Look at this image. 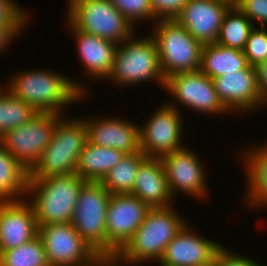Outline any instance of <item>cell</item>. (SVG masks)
Returning a JSON list of instances; mask_svg holds the SVG:
<instances>
[{"mask_svg":"<svg viewBox=\"0 0 267 266\" xmlns=\"http://www.w3.org/2000/svg\"><path fill=\"white\" fill-rule=\"evenodd\" d=\"M201 266H218V264L216 262V258L214 257V259L210 261L208 264L201 265Z\"/></svg>","mask_w":267,"mask_h":266,"instance_id":"f35d334b","label":"cell"},{"mask_svg":"<svg viewBox=\"0 0 267 266\" xmlns=\"http://www.w3.org/2000/svg\"><path fill=\"white\" fill-rule=\"evenodd\" d=\"M67 26L71 28L70 31L74 34L75 44H77V50L82 64H84L82 66H84L86 74L98 80L108 78L113 67L118 44L80 31L69 22Z\"/></svg>","mask_w":267,"mask_h":266,"instance_id":"44dd1931","label":"cell"},{"mask_svg":"<svg viewBox=\"0 0 267 266\" xmlns=\"http://www.w3.org/2000/svg\"><path fill=\"white\" fill-rule=\"evenodd\" d=\"M86 181L76 173L29 179L26 198L38 226L71 223L80 189ZM34 196V197H33Z\"/></svg>","mask_w":267,"mask_h":266,"instance_id":"3957f363","label":"cell"},{"mask_svg":"<svg viewBox=\"0 0 267 266\" xmlns=\"http://www.w3.org/2000/svg\"><path fill=\"white\" fill-rule=\"evenodd\" d=\"M249 67L248 60L241 50L216 42L202 47L200 71L212 79Z\"/></svg>","mask_w":267,"mask_h":266,"instance_id":"cb8c5ba5","label":"cell"},{"mask_svg":"<svg viewBox=\"0 0 267 266\" xmlns=\"http://www.w3.org/2000/svg\"><path fill=\"white\" fill-rule=\"evenodd\" d=\"M16 38L6 27L0 26V51L6 49Z\"/></svg>","mask_w":267,"mask_h":266,"instance_id":"74e56055","label":"cell"},{"mask_svg":"<svg viewBox=\"0 0 267 266\" xmlns=\"http://www.w3.org/2000/svg\"><path fill=\"white\" fill-rule=\"evenodd\" d=\"M229 0H188L175 20L202 45L217 41Z\"/></svg>","mask_w":267,"mask_h":266,"instance_id":"9a60e30c","label":"cell"},{"mask_svg":"<svg viewBox=\"0 0 267 266\" xmlns=\"http://www.w3.org/2000/svg\"><path fill=\"white\" fill-rule=\"evenodd\" d=\"M61 115L56 122L48 146L29 171V179L68 175L76 172L78 158L87 139L84 118L66 119Z\"/></svg>","mask_w":267,"mask_h":266,"instance_id":"277c9868","label":"cell"},{"mask_svg":"<svg viewBox=\"0 0 267 266\" xmlns=\"http://www.w3.org/2000/svg\"><path fill=\"white\" fill-rule=\"evenodd\" d=\"M219 100L229 113L238 111L250 113L253 109L265 106L260 94L255 67L236 73H227L213 79Z\"/></svg>","mask_w":267,"mask_h":266,"instance_id":"2e32d148","label":"cell"},{"mask_svg":"<svg viewBox=\"0 0 267 266\" xmlns=\"http://www.w3.org/2000/svg\"><path fill=\"white\" fill-rule=\"evenodd\" d=\"M38 112L0 86V138L16 127L29 122Z\"/></svg>","mask_w":267,"mask_h":266,"instance_id":"83f0119b","label":"cell"},{"mask_svg":"<svg viewBox=\"0 0 267 266\" xmlns=\"http://www.w3.org/2000/svg\"><path fill=\"white\" fill-rule=\"evenodd\" d=\"M37 236L36 216L26 198L0 203V252L17 248Z\"/></svg>","mask_w":267,"mask_h":266,"instance_id":"e0dca14e","label":"cell"},{"mask_svg":"<svg viewBox=\"0 0 267 266\" xmlns=\"http://www.w3.org/2000/svg\"><path fill=\"white\" fill-rule=\"evenodd\" d=\"M253 23L232 5L225 13L216 43L243 51Z\"/></svg>","mask_w":267,"mask_h":266,"instance_id":"4316f807","label":"cell"},{"mask_svg":"<svg viewBox=\"0 0 267 266\" xmlns=\"http://www.w3.org/2000/svg\"><path fill=\"white\" fill-rule=\"evenodd\" d=\"M171 103L164 102L139 126L140 150L148 158H162L185 147L181 143L184 136L181 111L175 101Z\"/></svg>","mask_w":267,"mask_h":266,"instance_id":"9c48e42d","label":"cell"},{"mask_svg":"<svg viewBox=\"0 0 267 266\" xmlns=\"http://www.w3.org/2000/svg\"><path fill=\"white\" fill-rule=\"evenodd\" d=\"M150 207L136 196L111 194L106 214V255H116L143 223Z\"/></svg>","mask_w":267,"mask_h":266,"instance_id":"7c38bea8","label":"cell"},{"mask_svg":"<svg viewBox=\"0 0 267 266\" xmlns=\"http://www.w3.org/2000/svg\"><path fill=\"white\" fill-rule=\"evenodd\" d=\"M247 146L240 153L243 157L244 168L247 175L246 204L248 207L267 208V143L264 146Z\"/></svg>","mask_w":267,"mask_h":266,"instance_id":"7402d4cb","label":"cell"},{"mask_svg":"<svg viewBox=\"0 0 267 266\" xmlns=\"http://www.w3.org/2000/svg\"><path fill=\"white\" fill-rule=\"evenodd\" d=\"M87 127V139L93 145L113 148L125 154L137 153L140 150L139 123L109 116L97 119L84 118Z\"/></svg>","mask_w":267,"mask_h":266,"instance_id":"d6986e66","label":"cell"},{"mask_svg":"<svg viewBox=\"0 0 267 266\" xmlns=\"http://www.w3.org/2000/svg\"><path fill=\"white\" fill-rule=\"evenodd\" d=\"M173 206L149 209L143 223L116 254L122 265L161 260L167 245L187 224Z\"/></svg>","mask_w":267,"mask_h":266,"instance_id":"7a4b0ae2","label":"cell"},{"mask_svg":"<svg viewBox=\"0 0 267 266\" xmlns=\"http://www.w3.org/2000/svg\"><path fill=\"white\" fill-rule=\"evenodd\" d=\"M147 158L141 151L125 154L101 181L111 194H128L133 191L137 170Z\"/></svg>","mask_w":267,"mask_h":266,"instance_id":"484cf974","label":"cell"},{"mask_svg":"<svg viewBox=\"0 0 267 266\" xmlns=\"http://www.w3.org/2000/svg\"><path fill=\"white\" fill-rule=\"evenodd\" d=\"M124 156L121 150L104 148L87 141L79 155L75 173L85 181L101 182Z\"/></svg>","mask_w":267,"mask_h":266,"instance_id":"603a6c76","label":"cell"},{"mask_svg":"<svg viewBox=\"0 0 267 266\" xmlns=\"http://www.w3.org/2000/svg\"><path fill=\"white\" fill-rule=\"evenodd\" d=\"M257 28L255 26L250 32L243 50L249 66L255 68L264 61H267V27Z\"/></svg>","mask_w":267,"mask_h":266,"instance_id":"4dcf8cb0","label":"cell"},{"mask_svg":"<svg viewBox=\"0 0 267 266\" xmlns=\"http://www.w3.org/2000/svg\"><path fill=\"white\" fill-rule=\"evenodd\" d=\"M14 0H0V26L6 27L15 37L21 35L27 20L26 13Z\"/></svg>","mask_w":267,"mask_h":266,"instance_id":"f546056e","label":"cell"},{"mask_svg":"<svg viewBox=\"0 0 267 266\" xmlns=\"http://www.w3.org/2000/svg\"><path fill=\"white\" fill-rule=\"evenodd\" d=\"M176 98V102L205 114H228L219 100L213 79L200 70L177 73L166 78L165 89ZM178 99V100H177Z\"/></svg>","mask_w":267,"mask_h":266,"instance_id":"4fadbf2b","label":"cell"},{"mask_svg":"<svg viewBox=\"0 0 267 266\" xmlns=\"http://www.w3.org/2000/svg\"><path fill=\"white\" fill-rule=\"evenodd\" d=\"M29 171L0 144V203L26 198Z\"/></svg>","mask_w":267,"mask_h":266,"instance_id":"d4e9b609","label":"cell"},{"mask_svg":"<svg viewBox=\"0 0 267 266\" xmlns=\"http://www.w3.org/2000/svg\"><path fill=\"white\" fill-rule=\"evenodd\" d=\"M155 23L150 35L155 40L165 78L200 70L203 45L175 19H159Z\"/></svg>","mask_w":267,"mask_h":266,"instance_id":"52a82bcc","label":"cell"},{"mask_svg":"<svg viewBox=\"0 0 267 266\" xmlns=\"http://www.w3.org/2000/svg\"><path fill=\"white\" fill-rule=\"evenodd\" d=\"M60 116L56 113H38L26 124L7 131L0 138V144L30 171L50 143Z\"/></svg>","mask_w":267,"mask_h":266,"instance_id":"30bf717a","label":"cell"},{"mask_svg":"<svg viewBox=\"0 0 267 266\" xmlns=\"http://www.w3.org/2000/svg\"><path fill=\"white\" fill-rule=\"evenodd\" d=\"M257 82L264 104L267 106V61L256 67Z\"/></svg>","mask_w":267,"mask_h":266,"instance_id":"d590c367","label":"cell"},{"mask_svg":"<svg viewBox=\"0 0 267 266\" xmlns=\"http://www.w3.org/2000/svg\"><path fill=\"white\" fill-rule=\"evenodd\" d=\"M49 266H84L99 254L75 230L71 223L38 226Z\"/></svg>","mask_w":267,"mask_h":266,"instance_id":"8fae6325","label":"cell"},{"mask_svg":"<svg viewBox=\"0 0 267 266\" xmlns=\"http://www.w3.org/2000/svg\"><path fill=\"white\" fill-rule=\"evenodd\" d=\"M120 266L116 255H98L92 262L84 266Z\"/></svg>","mask_w":267,"mask_h":266,"instance_id":"8d00e7d4","label":"cell"},{"mask_svg":"<svg viewBox=\"0 0 267 266\" xmlns=\"http://www.w3.org/2000/svg\"><path fill=\"white\" fill-rule=\"evenodd\" d=\"M67 4L66 19L80 31L116 44L135 34V28L110 0H68Z\"/></svg>","mask_w":267,"mask_h":266,"instance_id":"8992f818","label":"cell"},{"mask_svg":"<svg viewBox=\"0 0 267 266\" xmlns=\"http://www.w3.org/2000/svg\"><path fill=\"white\" fill-rule=\"evenodd\" d=\"M196 233V234H195ZM222 245L198 235L186 224L167 245L159 266H201L215 257Z\"/></svg>","mask_w":267,"mask_h":266,"instance_id":"ac0fdd59","label":"cell"},{"mask_svg":"<svg viewBox=\"0 0 267 266\" xmlns=\"http://www.w3.org/2000/svg\"><path fill=\"white\" fill-rule=\"evenodd\" d=\"M130 194L142 200L150 208L168 207L174 204L161 158L147 157L140 164Z\"/></svg>","mask_w":267,"mask_h":266,"instance_id":"ffe728a7","label":"cell"},{"mask_svg":"<svg viewBox=\"0 0 267 266\" xmlns=\"http://www.w3.org/2000/svg\"><path fill=\"white\" fill-rule=\"evenodd\" d=\"M107 79L122 87L135 86V83L152 79L165 88L166 78L161 69L155 40L151 35L136 39L134 34L130 39L118 44L113 67Z\"/></svg>","mask_w":267,"mask_h":266,"instance_id":"5b68a950","label":"cell"},{"mask_svg":"<svg viewBox=\"0 0 267 266\" xmlns=\"http://www.w3.org/2000/svg\"><path fill=\"white\" fill-rule=\"evenodd\" d=\"M14 76V77H13ZM5 88L16 98L31 105L38 113L64 115L62 110L70 103L84 99L85 87L73 82L63 73L41 69L14 73ZM86 91V92H85Z\"/></svg>","mask_w":267,"mask_h":266,"instance_id":"6da1fadb","label":"cell"},{"mask_svg":"<svg viewBox=\"0 0 267 266\" xmlns=\"http://www.w3.org/2000/svg\"><path fill=\"white\" fill-rule=\"evenodd\" d=\"M123 16L135 27L138 21H157L150 0H110ZM137 22V23H136Z\"/></svg>","mask_w":267,"mask_h":266,"instance_id":"1f68e13d","label":"cell"},{"mask_svg":"<svg viewBox=\"0 0 267 266\" xmlns=\"http://www.w3.org/2000/svg\"><path fill=\"white\" fill-rule=\"evenodd\" d=\"M233 5H235L253 25L259 22L260 27H266L267 0H236Z\"/></svg>","mask_w":267,"mask_h":266,"instance_id":"d6a6232c","label":"cell"},{"mask_svg":"<svg viewBox=\"0 0 267 266\" xmlns=\"http://www.w3.org/2000/svg\"><path fill=\"white\" fill-rule=\"evenodd\" d=\"M0 266H49L42 239L37 236L17 248L0 252Z\"/></svg>","mask_w":267,"mask_h":266,"instance_id":"f1b7e54d","label":"cell"},{"mask_svg":"<svg viewBox=\"0 0 267 266\" xmlns=\"http://www.w3.org/2000/svg\"><path fill=\"white\" fill-rule=\"evenodd\" d=\"M188 0H150L154 17L159 19H175Z\"/></svg>","mask_w":267,"mask_h":266,"instance_id":"836d02e7","label":"cell"},{"mask_svg":"<svg viewBox=\"0 0 267 266\" xmlns=\"http://www.w3.org/2000/svg\"><path fill=\"white\" fill-rule=\"evenodd\" d=\"M110 196L101 182L86 181L80 189L71 221L99 255H106V214Z\"/></svg>","mask_w":267,"mask_h":266,"instance_id":"ba28073f","label":"cell"},{"mask_svg":"<svg viewBox=\"0 0 267 266\" xmlns=\"http://www.w3.org/2000/svg\"><path fill=\"white\" fill-rule=\"evenodd\" d=\"M197 155L189 147H183L161 158L168 187L174 199L178 191L190 197L207 198L206 170Z\"/></svg>","mask_w":267,"mask_h":266,"instance_id":"5bb4252c","label":"cell"},{"mask_svg":"<svg viewBox=\"0 0 267 266\" xmlns=\"http://www.w3.org/2000/svg\"><path fill=\"white\" fill-rule=\"evenodd\" d=\"M218 266H261L258 261L233 253L222 245L215 253Z\"/></svg>","mask_w":267,"mask_h":266,"instance_id":"e575fe53","label":"cell"}]
</instances>
